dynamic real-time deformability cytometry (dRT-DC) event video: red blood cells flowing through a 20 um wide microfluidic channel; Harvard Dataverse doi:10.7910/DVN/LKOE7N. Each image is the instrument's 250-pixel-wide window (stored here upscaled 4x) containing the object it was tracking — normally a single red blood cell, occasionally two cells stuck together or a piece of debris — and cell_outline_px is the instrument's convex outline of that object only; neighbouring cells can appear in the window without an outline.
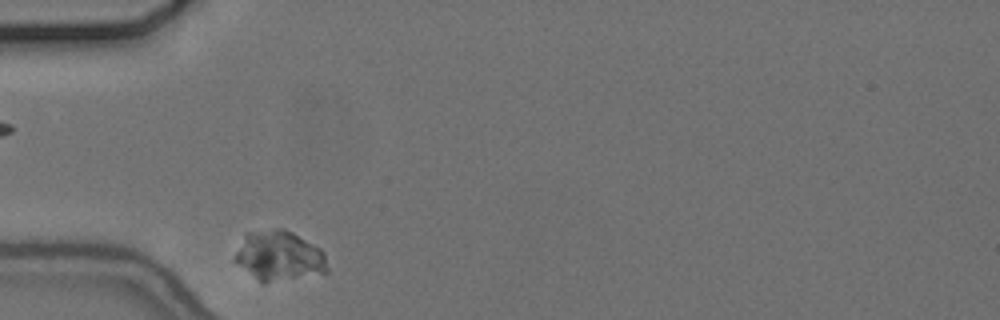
{"species": "common noctule bat (a hibernating species)", "species_latin": "Nyctalus noctula", "temperature_condition": "cold", "stored_images_in_passage": 11, "camera_frame_rate_fps": 3000, "um_per_image_px": 0.085, "animal": {"sex": "female", "body_mass_g": 24.6, "forearm_length_mm": 56.2}, "frame": {"image": 1, "passage_image": 1, "time_ms": 0.0, "image_size_px": [1000, 320], "cell_outline_px": [[328, 272], [264, 284], [240, 264], [236, 260], [236, 252], [244, 232], [276, 228], [284, 228], [292, 232], [320, 248], [324, 252], [328, 268]], "centroid_in_image_um": [23.76, 21.73], "position_along_channel_um": 61.2, "area_um2": 26.7}}
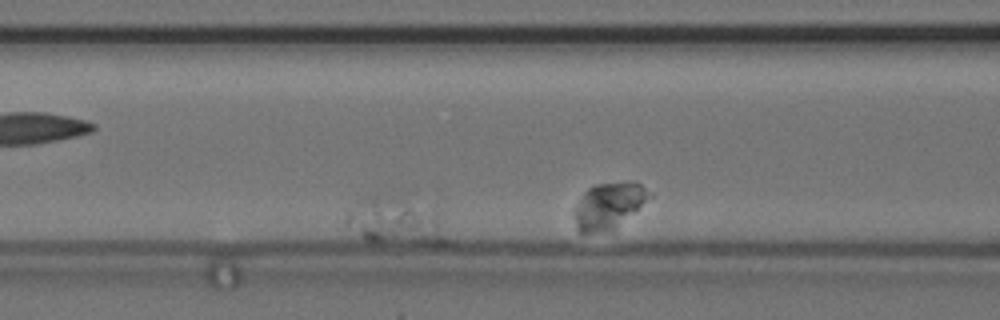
{"frame": {"image": 2, "passage_image": 7, "time_ms": 2.0, "image_size_px": [1000, 320], "cell_outline_px": [[448, 244], [436, 248], [364, 240], [360, 236], [348, 220], [348, 216], [372, 204], [400, 196], [404, 196], [436, 212], [448, 240]], "centroid_in_image_um": [33.97, 19.01], "position_along_channel_um": 132.6, "area_um2": 25.61}}